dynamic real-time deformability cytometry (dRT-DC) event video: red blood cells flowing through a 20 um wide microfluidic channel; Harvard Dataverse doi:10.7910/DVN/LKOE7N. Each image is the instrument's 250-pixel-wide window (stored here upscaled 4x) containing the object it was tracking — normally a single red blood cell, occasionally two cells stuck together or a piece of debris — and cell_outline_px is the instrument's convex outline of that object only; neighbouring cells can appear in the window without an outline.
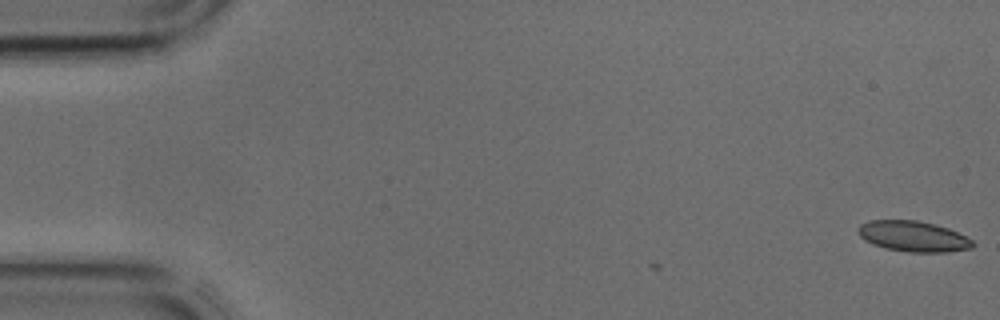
{"species": "common noctule bat (a hibernating species)", "species_latin": "Nyctalus noctula", "temperature_condition": "cold", "stored_images_in_passage": 6, "camera_frame_rate_fps": 3000, "um_per_image_px": 0.085, "animal": {"sex": "male", "body_mass_g": 17.9, "forearm_length_mm": 54.2}, "frame": {"image": 1, "passage_image": 1, "time_ms": 0.0, "image_size_px": [1000, 320], "cell_outline_px": [[976, 244], [972, 248], [948, 252], [908, 252], [884, 248], [872, 244], [864, 240], [860, 236], [860, 224], [868, 220], [916, 220], [948, 228], [972, 240]], "centroid_in_image_um": [77.62, 20.1], "position_along_channel_um": 7.4, "area_um2": 20.35}}